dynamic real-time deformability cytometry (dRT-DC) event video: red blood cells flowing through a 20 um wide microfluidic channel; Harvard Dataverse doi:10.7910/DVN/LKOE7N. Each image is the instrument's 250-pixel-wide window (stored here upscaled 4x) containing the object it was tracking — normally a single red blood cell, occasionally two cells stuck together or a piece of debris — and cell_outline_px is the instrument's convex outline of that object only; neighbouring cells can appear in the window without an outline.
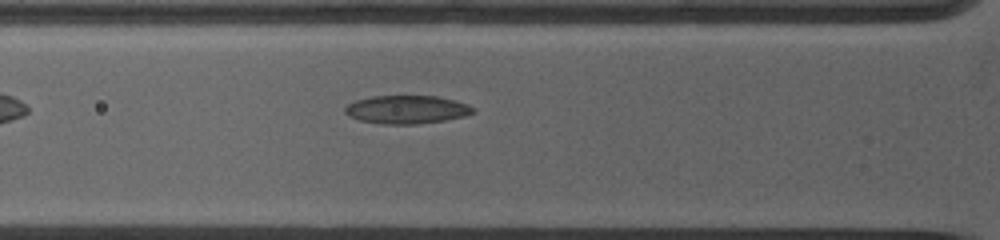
{"species": "common noctule bat (a hibernating species)", "species_latin": "Nyctalus noctula", "temperature_condition": "warm", "stored_images_in_passage": 24, "camera_frame_rate_fps": 5000, "um_per_image_px": 0.085, "animal": {"sex": "female", "body_mass_g": 19.0, "forearm_length_mm": 53.3}, "frame": {"image": 1, "passage_image": 2, "time_ms": 0.4, "image_size_px": [1000, 240], "cell_outline_px": [[476, 112], [464, 116], [444, 120], [416, 124], [380, 124], [360, 120], [348, 116], [344, 112], [344, 108], [348, 104], [356, 100], [372, 96], [436, 96], [468, 104], [476, 108]], "centroid_in_image_um": [34.57, 9.31], "position_along_channel_um": 91.2, "area_um2": 21.1}}
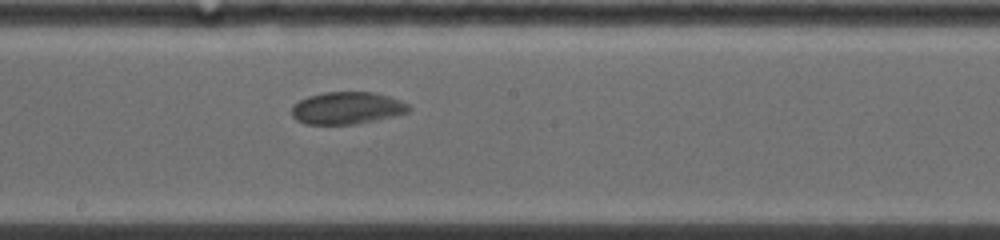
{"frame": {"image": 2, "passage_image": 10, "time_ms": 3.8, "image_size_px": [1000, 240], "cell_outline_px": [[412, 108], [408, 112], [392, 116], [356, 124], [304, 124], [296, 120], [292, 116], [292, 104], [308, 96], [324, 92], [372, 92], [388, 96], [400, 100], [408, 104]], "centroid_in_image_um": [29.47, 9.18], "position_along_channel_um": 218.7, "area_um2": 21.96}}
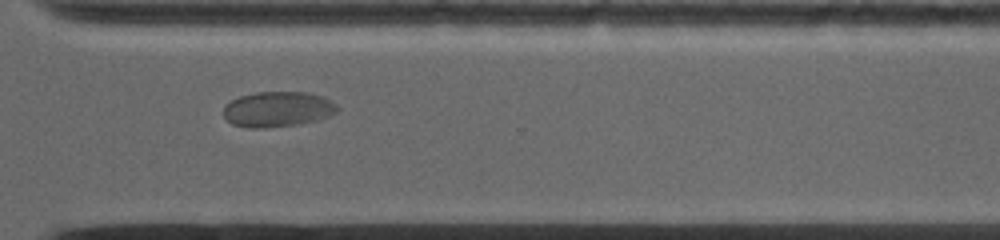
{"frame": {"image": 3, "passage_image": 18, "time_ms": 7.2, "image_size_px": [1000, 240], "cell_outline_px": [[336, 112], [328, 116], [316, 120], [296, 124], [264, 128], [248, 128], [232, 124], [224, 116], [224, 104], [240, 96], [256, 92], [308, 92], [324, 96], [332, 100], [336, 104]], "centroid_in_image_um": [23.59, 9.27], "position_along_channel_um": 347.0, "area_um2": 23.41}}